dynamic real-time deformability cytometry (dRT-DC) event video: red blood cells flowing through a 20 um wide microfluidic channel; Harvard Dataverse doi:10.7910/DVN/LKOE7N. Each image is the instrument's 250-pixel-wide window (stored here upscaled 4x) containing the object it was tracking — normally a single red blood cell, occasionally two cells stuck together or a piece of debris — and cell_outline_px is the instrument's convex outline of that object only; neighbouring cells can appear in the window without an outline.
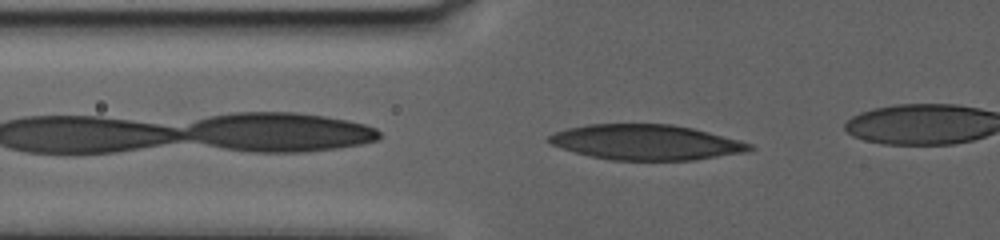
{"species": "human", "species_latin": "Homo sapiens", "temperature_condition": "warm", "stored_images_in_passage": 51, "camera_frame_rate_fps": 3000, "um_per_image_px": 0.085, "donor": {"sex": "female"}, "frame": {"image": 1, "passage_image": 3, "time_ms": 0.667, "image_size_px": [1000, 240], "cell_outline_px": [[756, 148], [748, 152], [692, 160], [612, 160], [592, 156], [560, 148], [544, 140], [548, 136], [556, 132], [568, 128], [588, 124], [672, 124], [692, 128], [740, 140], [752, 144]], "centroid_in_image_um": [54.93, 12.09], "position_along_channel_um": 70.9, "area_um2": 41.21}}
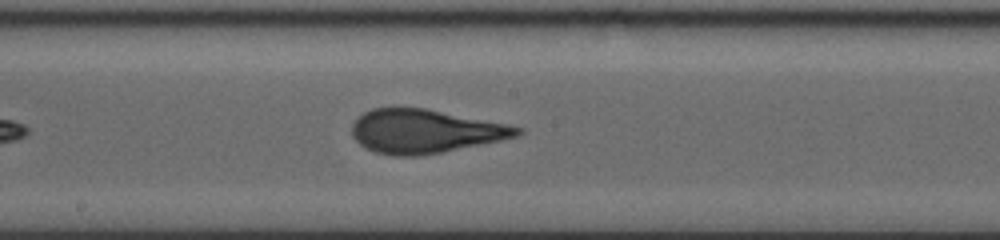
{"frame": {"image": 2, "passage_image": 22, "time_ms": 7.0, "image_size_px": [1000, 240], "cell_outline_px": [[524, 132], [520, 136], [420, 156], [396, 156], [376, 152], [364, 148], [352, 136], [352, 124], [364, 112], [372, 108], [392, 104], [428, 108], [508, 124], [524, 128]], "centroid_in_image_um": [36.09, 11.11], "position_along_channel_um": 212.1, "area_um2": 42.89}}
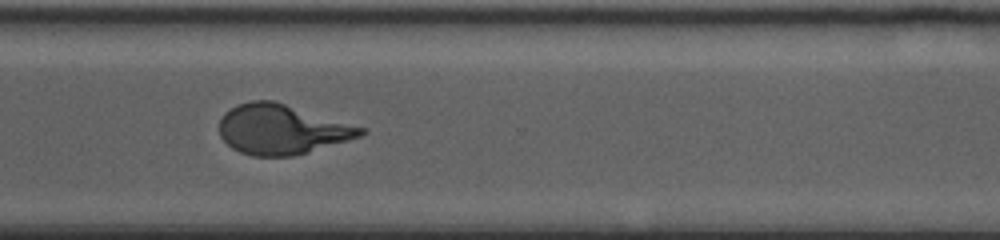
{"frame": {"image": 3, "passage_image": 39, "time_ms": 12.667, "image_size_px": [1000, 240], "cell_outline_px": [[368, 132], [360, 136], [292, 156], [252, 156], [240, 152], [232, 148], [220, 136], [220, 120], [224, 112], [236, 104], [252, 100], [276, 100], [364, 128]], "centroid_in_image_um": [23.9, 10.97], "position_along_channel_um": 346.7, "area_um2": 40.81}}